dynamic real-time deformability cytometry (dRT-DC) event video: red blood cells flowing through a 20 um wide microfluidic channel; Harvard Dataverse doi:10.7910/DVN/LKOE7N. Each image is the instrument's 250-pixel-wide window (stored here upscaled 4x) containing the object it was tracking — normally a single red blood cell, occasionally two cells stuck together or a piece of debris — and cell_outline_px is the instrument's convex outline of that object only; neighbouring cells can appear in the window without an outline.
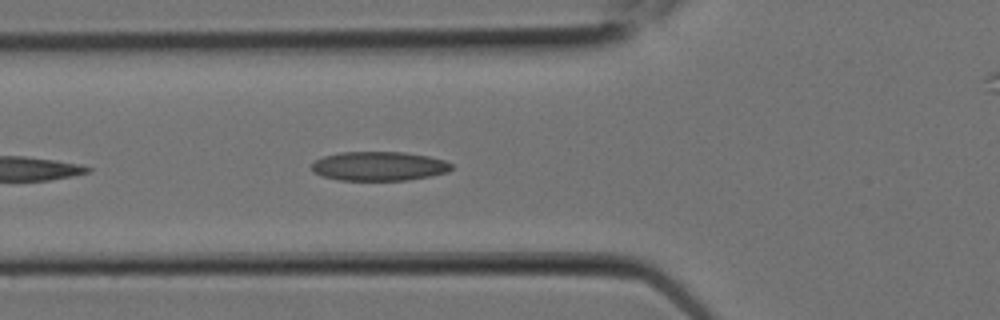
{"species": "Egyptian fruit bat (a non-hibernating species)", "species_latin": "Rousettus aegyptiacus", "temperature_condition": "room temperature", "stored_images_in_passage": 5, "camera_frame_rate_fps": 3000, "um_per_image_px": 0.085, "animal": {"sex": "female"}, "frame": {"image": 1, "passage_image": 4, "time_ms": 1.0, "image_size_px": [1000, 320], "cell_outline_px": [[452, 168], [448, 172], [408, 180], [336, 180], [320, 176], [312, 172], [312, 164], [316, 160], [324, 156], [340, 152], [404, 152], [428, 156], [444, 160], [452, 164]], "centroid_in_image_um": [32.18, 14.12], "position_along_channel_um": 93.6, "area_um2": 23.81}}